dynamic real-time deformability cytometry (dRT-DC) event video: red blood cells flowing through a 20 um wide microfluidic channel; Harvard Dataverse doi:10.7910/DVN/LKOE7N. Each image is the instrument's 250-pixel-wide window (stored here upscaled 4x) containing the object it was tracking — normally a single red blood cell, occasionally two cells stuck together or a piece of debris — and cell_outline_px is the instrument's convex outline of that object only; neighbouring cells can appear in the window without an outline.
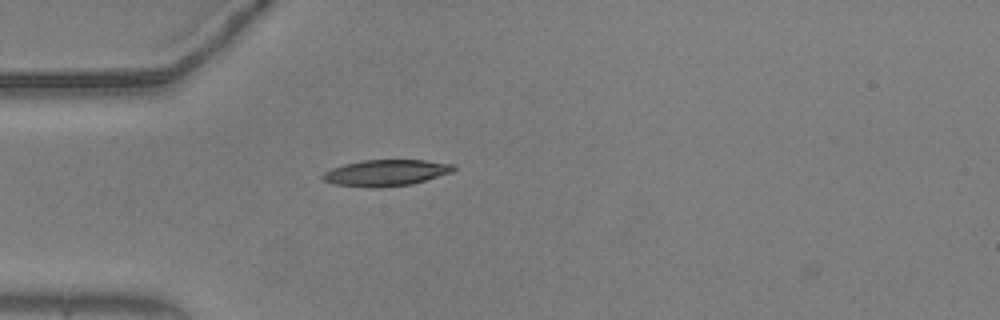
{"species": "common noctule bat (a hibernating species)", "species_latin": "Nyctalus noctula", "temperature_condition": "warm", "stored_images_in_passage": 6, "camera_frame_rate_fps": 3000, "um_per_image_px": 0.085, "animal": {"sex": "male", "body_mass_g": 20.5, "forearm_length_mm": 52.5}, "frame": {"image": 1, "passage_image": 5, "time_ms": 1.333, "image_size_px": [1000, 320], "cell_outline_px": [[456, 168], [452, 172], [412, 184], [380, 188], [368, 188], [336, 184], [324, 180], [320, 176], [324, 172], [332, 168], [344, 164], [360, 160], [424, 160], [456, 164]], "centroid_in_image_um": [32.81, 14.69], "position_along_channel_um": 52.2, "area_um2": 20.17}}